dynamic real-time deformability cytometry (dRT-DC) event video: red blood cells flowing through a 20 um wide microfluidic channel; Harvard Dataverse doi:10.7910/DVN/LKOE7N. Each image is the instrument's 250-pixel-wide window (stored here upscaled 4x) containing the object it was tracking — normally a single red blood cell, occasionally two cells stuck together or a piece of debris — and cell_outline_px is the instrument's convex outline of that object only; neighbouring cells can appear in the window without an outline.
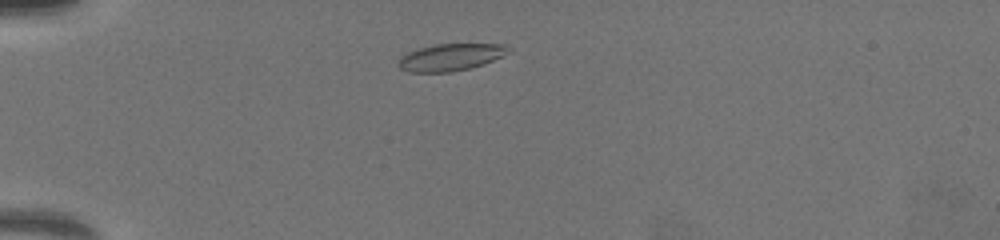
{"species": "common noctule bat (a hibernating species)", "species_latin": "Nyctalus noctula", "temperature_condition": "warm", "stored_images_in_passage": 53, "camera_frame_rate_fps": 3000, "um_per_image_px": 0.085, "animal": {"sex": "female", "body_mass_g": 19.5, "forearm_length_mm": 54.1}, "frame": {"image": 1, "passage_image": 6, "time_ms": 1.667, "image_size_px": [1000, 240], "cell_outline_px": [[512, 52], [504, 56], [484, 64], [472, 68], [452, 72], [408, 72], [400, 68], [396, 64], [400, 56], [408, 52], [420, 48], [436, 44], [504, 44], [512, 48]], "centroid_in_image_um": [38.34, 4.87], "position_along_channel_um": 46.7, "area_um2": 17.69}}
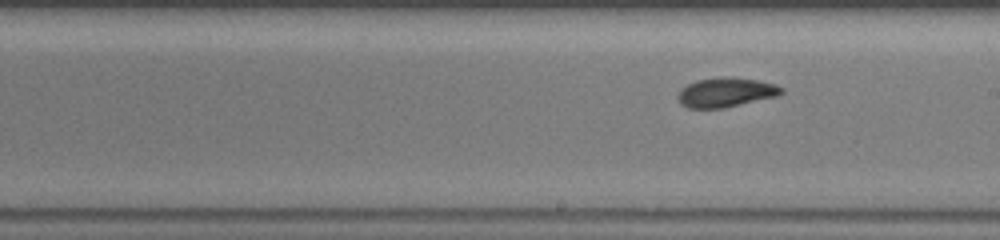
{"frame": {"image": 2, "passage_image": 26, "time_ms": 8.333, "image_size_px": [1000, 240], "cell_outline_px": [[784, 92], [780, 96], [724, 108], [688, 108], [680, 104], [676, 96], [680, 88], [696, 80], [724, 76], [756, 80], [776, 84], [784, 88]], "centroid_in_image_um": [61.7, 7.86], "position_along_channel_um": 227.3, "area_um2": 18.09}}
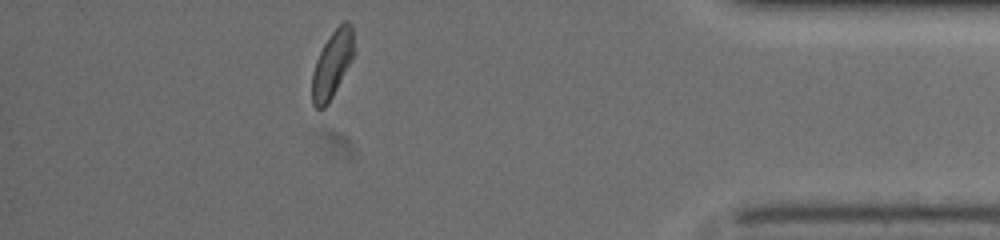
{"frame": {"image": 3, "passage_image": 46, "time_ms": 15.0, "image_size_px": [1000, 240], "cell_outline_px": [[352, 60], [332, 96], [324, 108], [316, 108], [312, 104], [312, 72], [316, 60], [324, 44], [332, 32], [344, 20], [348, 20], [352, 24]], "centroid_in_image_um": [28.21, 5.46], "position_along_channel_um": 407.0, "area_um2": 15.9}}